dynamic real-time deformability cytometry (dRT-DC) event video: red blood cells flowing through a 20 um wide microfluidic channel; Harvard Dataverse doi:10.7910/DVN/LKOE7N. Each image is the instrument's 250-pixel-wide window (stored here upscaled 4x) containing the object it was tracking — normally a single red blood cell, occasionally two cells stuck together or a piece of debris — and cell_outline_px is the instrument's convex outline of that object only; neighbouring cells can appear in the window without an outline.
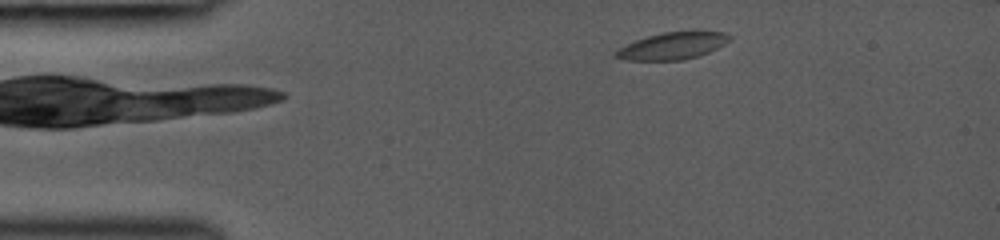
{"species": "common noctule bat (a hibernating species)", "species_latin": "Nyctalus noctula", "temperature_condition": "room temperature", "stored_images_in_passage": 12, "camera_frame_rate_fps": 3000, "um_per_image_px": 0.085, "animal": {"sex": "female", "body_mass_g": 19.0, "forearm_length_mm": 53.3}, "frame": {"image": 1, "passage_image": 1, "time_ms": 0.0, "image_size_px": [1000, 240], "cell_outline_px": [[732, 40], [700, 56], [680, 60], [628, 60], [612, 56], [612, 52], [636, 40], [648, 36], [664, 32], [692, 28], [724, 32], [732, 36]], "centroid_in_image_um": [57.25, 3.85], "position_along_channel_um": 27.8, "area_um2": 18.55}}
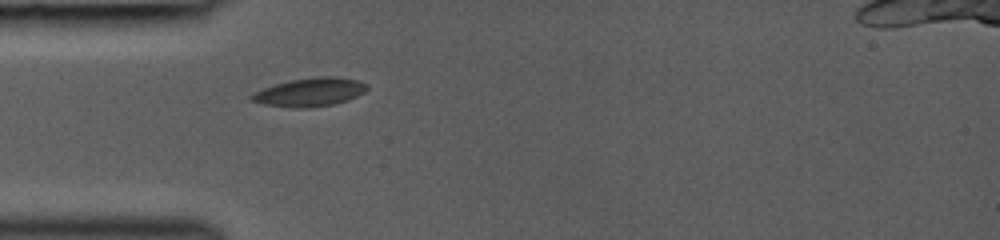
{"frame": {"image": 2, "passage_image": 9, "time_ms": 2.0, "image_size_px": [1000, 240], "cell_outline_px": [[368, 88], [364, 92], [348, 100], [332, 104], [308, 108], [292, 108], [264, 104], [252, 100], [248, 96], [264, 88], [276, 84], [292, 80], [316, 76], [336, 76], [356, 80], [368, 84]], "centroid_in_image_um": [26.36, 7.83], "position_along_channel_um": 58.6, "area_um2": 19.02}}